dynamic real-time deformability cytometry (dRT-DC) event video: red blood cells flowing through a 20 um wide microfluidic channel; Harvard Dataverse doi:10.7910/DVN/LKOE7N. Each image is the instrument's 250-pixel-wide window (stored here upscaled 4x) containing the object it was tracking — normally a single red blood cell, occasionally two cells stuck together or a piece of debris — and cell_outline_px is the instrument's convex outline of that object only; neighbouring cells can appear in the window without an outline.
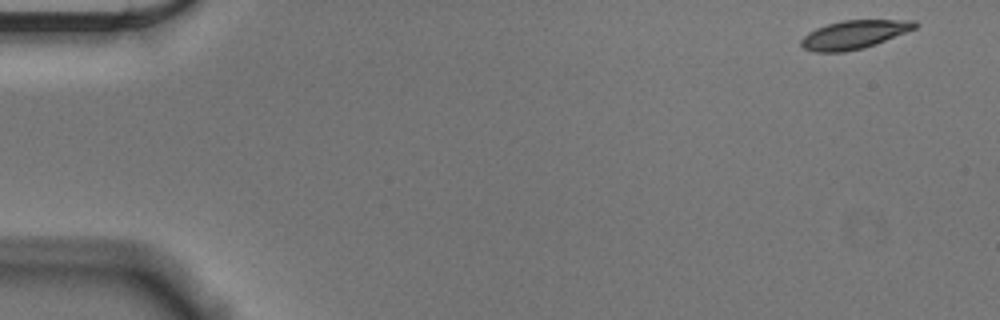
{"species": "Egyptian fruit bat (a non-hibernating species)", "species_latin": "Rousettus aegyptiacus", "temperature_condition": "cold", "stored_images_in_passage": 54, "camera_frame_rate_fps": 3000, "um_per_image_px": 0.085, "animal": {"sex": "male"}, "frame": {"image": 1, "passage_image": 1, "time_ms": 0.0, "image_size_px": [1000, 320], "cell_outline_px": [[920, 24], [916, 28], [864, 48], [844, 52], [812, 52], [804, 48], [800, 44], [800, 40], [808, 32], [816, 28], [828, 24], [844, 20], [916, 20]], "centroid_in_image_um": [72.59, 2.94], "position_along_channel_um": 12.4, "area_um2": 18.84}}
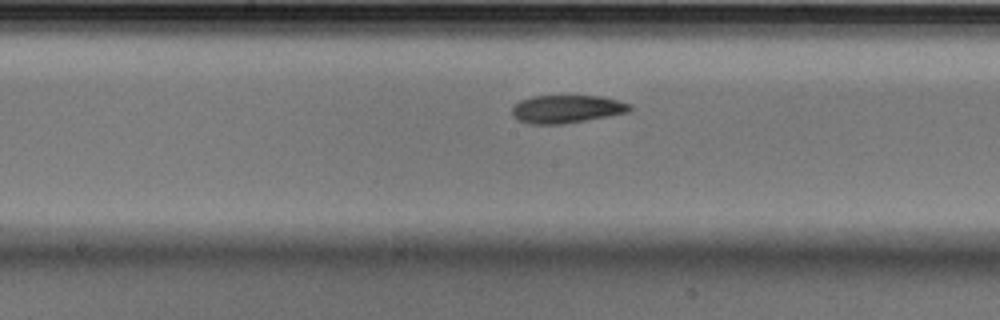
{"frame": {"image": 2, "passage_image": 27, "time_ms": 8.667, "image_size_px": [1000, 320], "cell_outline_px": [[632, 108], [628, 112], [608, 116], [564, 124], [528, 124], [516, 120], [512, 116], [512, 108], [520, 100], [532, 96], [600, 96], [632, 104]], "centroid_in_image_um": [48.13, 9.27], "position_along_channel_um": 200.1, "area_um2": 19.25}}
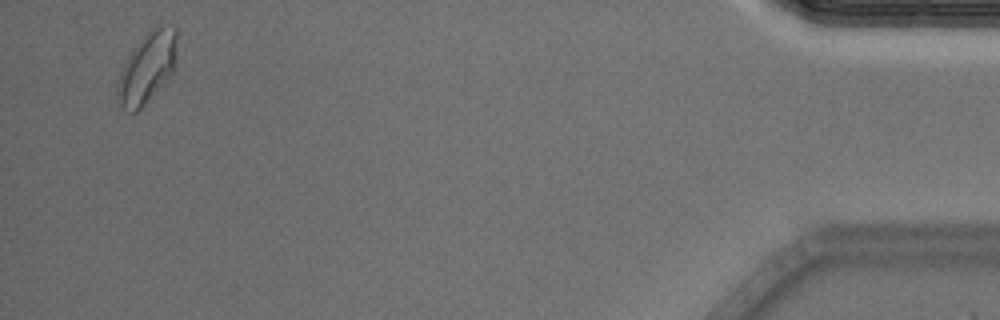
{"frame": {"image": 3, "passage_image": 52, "time_ms": 17.0, "image_size_px": [1000, 320], "cell_outline_px": [[176, 56], [172, 72], [144, 104], [136, 112], [128, 112], [120, 104], [116, 92], [116, 80], [132, 48], [148, 28], [156, 24], [164, 24], [176, 28]], "centroid_in_image_um": [12.48, 5.67], "position_along_channel_um": 422.7, "area_um2": 24.51}, "authors_computed_cell_mechanics": {"area_um2": 19.6809, "velocity_mm_per_s": 3.5979, "shape_relaxation_time_tau1_ms": 4.8235, "shape_relaxation_time_tau2_ms": 3.5571, "deformation_change_tau1": 0.1133, "deformation_change_tau2": 0.0701}}